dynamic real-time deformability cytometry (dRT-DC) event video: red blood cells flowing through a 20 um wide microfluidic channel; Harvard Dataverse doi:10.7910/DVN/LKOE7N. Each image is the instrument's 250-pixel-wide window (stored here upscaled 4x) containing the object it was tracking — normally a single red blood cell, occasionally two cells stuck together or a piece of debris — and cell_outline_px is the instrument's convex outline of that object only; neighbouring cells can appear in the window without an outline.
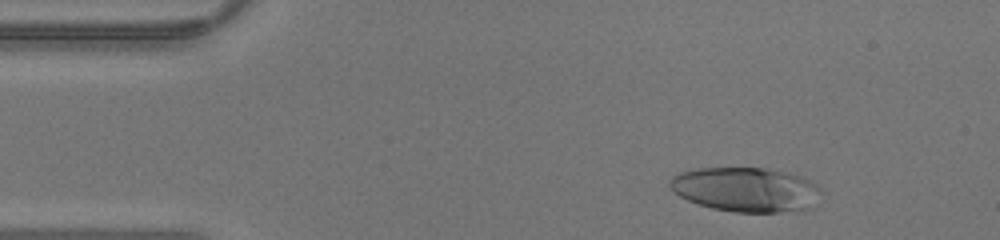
{"species": "human", "species_latin": "Homo sapiens", "temperature_condition": "warm", "stored_images_in_passage": 32, "camera_frame_rate_fps": 3000, "um_per_image_px": 0.085, "donor": {"sex": "male"}, "frame": {"image": 1, "passage_image": 4, "time_ms": 1.0, "image_size_px": [1000, 240], "cell_outline_px": [[820, 192], [812, 208], [780, 212], [732, 212], [712, 208], [696, 204], [680, 196], [668, 184], [668, 180], [672, 176], [680, 172], [696, 168], [764, 168], [788, 172], [800, 176], [816, 184], [820, 188]], "centroid_in_image_um": [63.38, 16.11], "position_along_channel_um": 21.6, "area_um2": 39.25}}
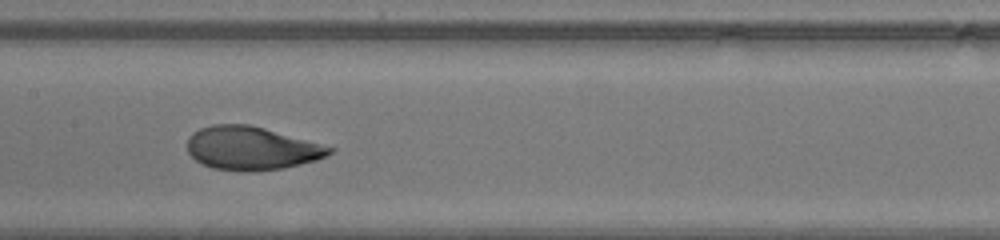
{"frame": {"image": 2, "passage_image": 19, "time_ms": 6.0, "image_size_px": [1000, 240], "cell_outline_px": [[336, 148], [328, 156], [316, 160], [284, 168], [248, 172], [244, 172], [212, 168], [196, 160], [188, 152], [188, 136], [192, 132], [200, 128], [212, 124], [248, 124], [264, 128]], "centroid_in_image_um": [21.37, 12.6], "position_along_channel_um": 186.0, "area_um2": 35.95}}
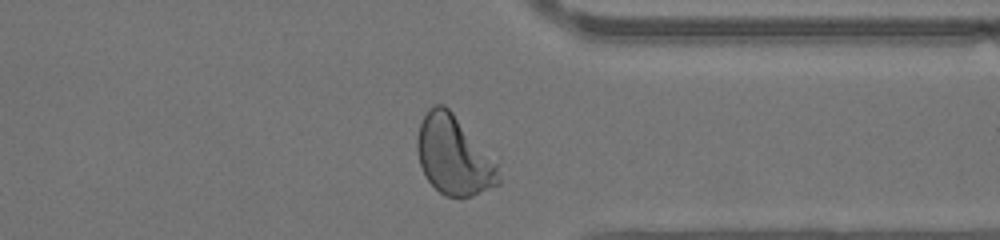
{"frame": {"image": 3, "passage_image": 31, "time_ms": 10.0, "image_size_px": [1000, 240], "cell_outline_px": [[500, 184], [472, 196], [444, 196], [428, 180], [420, 164], [416, 148], [416, 140], [420, 124], [428, 108], [432, 104], [444, 104], [452, 112], [496, 164], [500, 180]], "centroid_in_image_um": [38.52, 13.22], "position_along_channel_um": 372.9, "area_um2": 36.59}}